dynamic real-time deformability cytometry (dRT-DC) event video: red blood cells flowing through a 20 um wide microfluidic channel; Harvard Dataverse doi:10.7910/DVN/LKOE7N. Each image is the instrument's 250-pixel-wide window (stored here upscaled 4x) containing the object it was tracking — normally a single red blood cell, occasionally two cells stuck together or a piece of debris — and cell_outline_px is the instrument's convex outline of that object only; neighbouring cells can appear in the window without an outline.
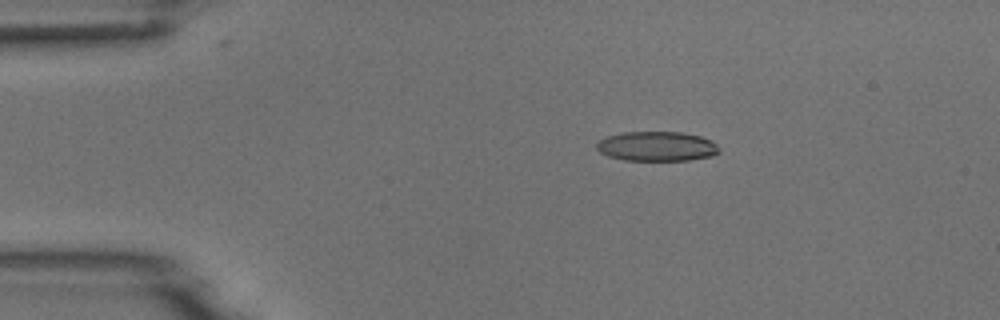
{"species": "common noctule bat (a hibernating species)", "species_latin": "Nyctalus noctula", "temperature_condition": "room temperature", "stored_images_in_passage": 7, "camera_frame_rate_fps": 3000, "um_per_image_px": 0.085, "animal": {"sex": "male", "body_mass_g": 18.8}, "frame": {"image": 1, "passage_image": 3, "time_ms": 0.667, "image_size_px": [1000, 320], "cell_outline_px": [[720, 152], [712, 156], [688, 160], [624, 160], [608, 156], [600, 152], [596, 148], [596, 144], [600, 140], [608, 136], [624, 132], [680, 132], [700, 136], [712, 140], [720, 148]], "centroid_in_image_um": [55.85, 12.44], "position_along_channel_um": 29.1, "area_um2": 21.15}}
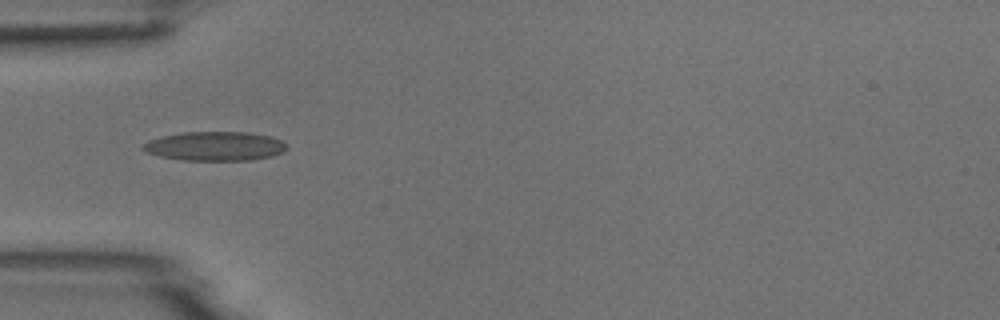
{"frame": {"image": 2, "passage_image": 5, "time_ms": 1.333, "image_size_px": [1000, 320], "cell_outline_px": [[288, 148], [284, 152], [272, 156], [252, 160], [184, 160], [160, 156], [148, 152], [140, 148], [148, 140], [160, 136], [184, 132], [248, 132], [272, 136], [280, 140]], "centroid_in_image_um": [18.28, 12.42], "position_along_channel_um": 66.7, "area_um2": 24.45}}